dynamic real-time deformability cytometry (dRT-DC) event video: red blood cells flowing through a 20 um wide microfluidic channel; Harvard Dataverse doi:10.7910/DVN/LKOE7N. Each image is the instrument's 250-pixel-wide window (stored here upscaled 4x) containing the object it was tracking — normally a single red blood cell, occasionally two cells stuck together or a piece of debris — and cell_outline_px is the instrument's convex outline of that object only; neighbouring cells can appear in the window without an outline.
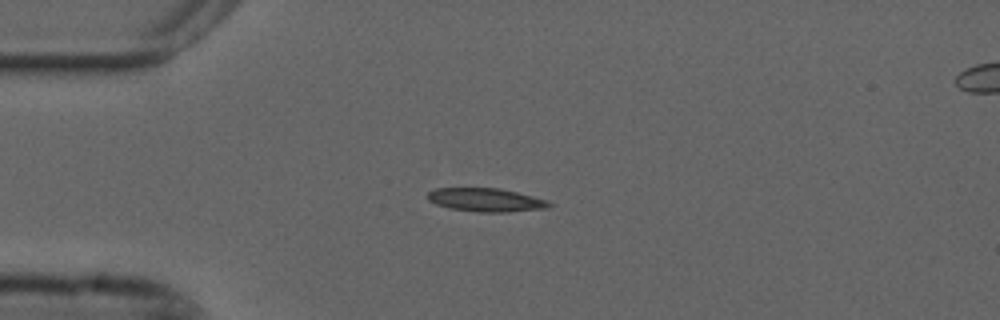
{"species": "common noctule bat (a hibernating species)", "species_latin": "Nyctalus noctula", "temperature_condition": "cold", "stored_images_in_passage": 42, "camera_frame_rate_fps": 3000, "um_per_image_px": 0.085, "animal": {"sex": "male", "forearm_length_mm": 52.5}, "frame": {"image": 1, "passage_image": 1, "time_ms": 0.0, "image_size_px": [1000, 320], "cell_outline_px": [[552, 204], [548, 208], [508, 212], [476, 212], [448, 208], [436, 204], [428, 200], [428, 192], [436, 188], [500, 188], [548, 200]], "centroid_in_image_um": [41.3, 17.0], "position_along_channel_um": 43.7, "area_um2": 16.65}}
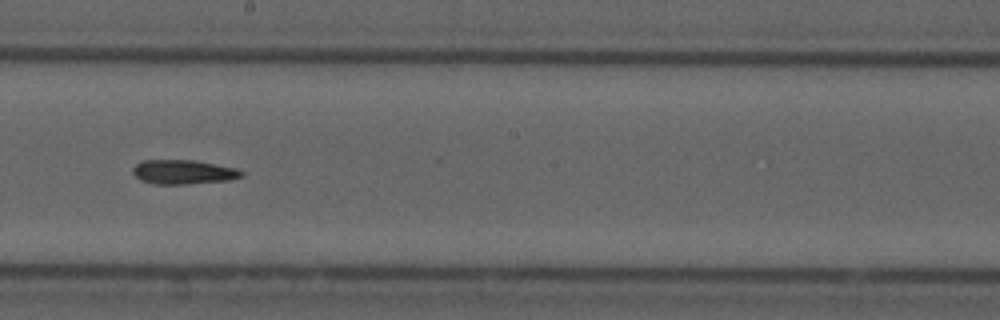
{"frame": {"image": 2, "passage_image": 18, "time_ms": 5.667, "image_size_px": [1000, 320], "cell_outline_px": [[244, 176], [232, 180], [188, 184], [156, 184], [140, 180], [132, 172], [132, 168], [136, 164], [144, 160], [196, 160], [236, 168], [244, 172]], "centroid_in_image_um": [15.62, 14.62], "position_along_channel_um": 232.6, "area_um2": 15.55}}
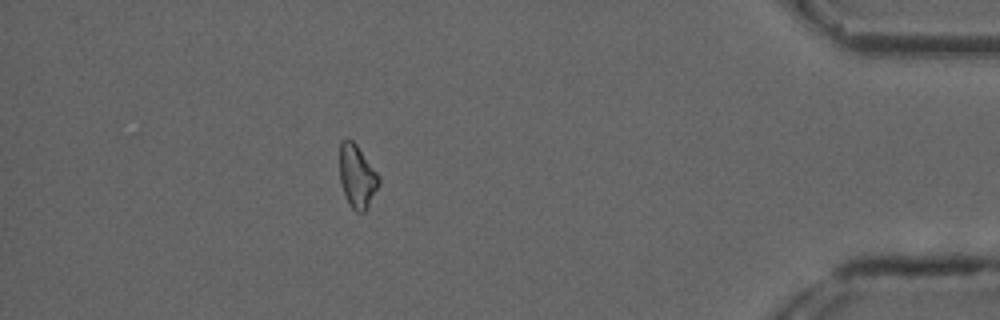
{"frame": {"image": 3, "passage_image": 36, "time_ms": 11.667, "image_size_px": [1000, 320], "cell_outline_px": [[380, 184], [368, 208], [364, 212], [356, 212], [352, 208], [344, 192], [340, 180], [340, 140], [348, 136], [356, 144], [380, 176]], "centroid_in_image_um": [30.37, 14.96], "position_along_channel_um": 404.8, "area_um2": 14.51}}